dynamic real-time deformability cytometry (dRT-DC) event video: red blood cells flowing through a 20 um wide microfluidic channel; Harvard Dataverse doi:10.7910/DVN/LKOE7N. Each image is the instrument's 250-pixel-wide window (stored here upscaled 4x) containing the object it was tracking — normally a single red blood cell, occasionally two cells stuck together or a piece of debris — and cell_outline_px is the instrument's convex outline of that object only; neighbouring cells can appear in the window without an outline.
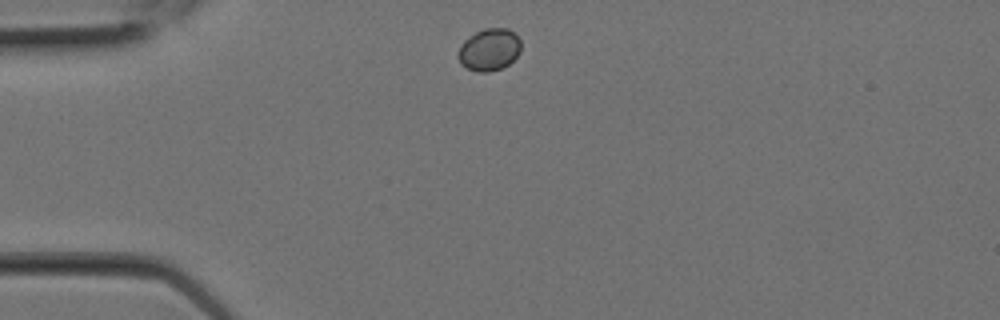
{"species": "Egyptian fruit bat (a non-hibernating species)", "species_latin": "Rousettus aegyptiacus", "temperature_condition": "room temperature", "stored_images_in_passage": 4, "camera_frame_rate_fps": 3000, "um_per_image_px": 0.085, "animal": {"sex": "female"}, "frame": {"image": 1, "passage_image": 1, "time_ms": 0.0, "image_size_px": [1000, 320], "cell_outline_px": [[520, 52], [508, 64], [500, 68], [488, 72], [476, 72], [460, 64], [456, 56], [460, 44], [464, 40], [476, 32], [484, 28], [508, 28], [520, 40]], "centroid_in_image_um": [41.54, 4.22], "position_along_channel_um": 43.5, "area_um2": 15.43}}